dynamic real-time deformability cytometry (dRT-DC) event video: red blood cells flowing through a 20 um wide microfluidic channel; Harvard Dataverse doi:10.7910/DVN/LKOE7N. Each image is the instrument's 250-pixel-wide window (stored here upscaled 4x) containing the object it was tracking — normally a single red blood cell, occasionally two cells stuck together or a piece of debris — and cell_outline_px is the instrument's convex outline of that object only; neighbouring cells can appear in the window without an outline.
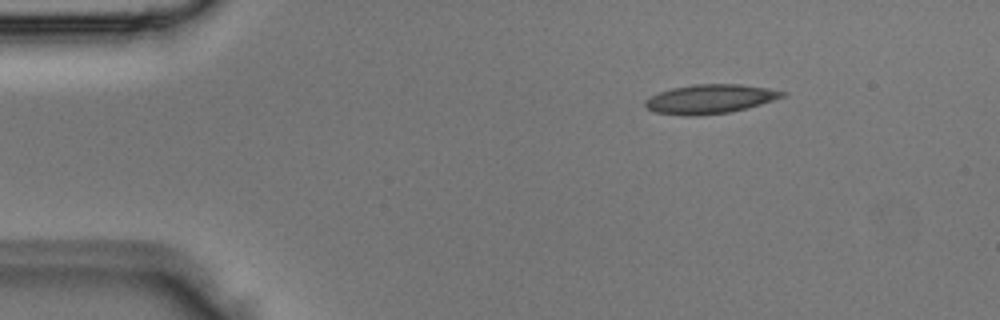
{"species": "Egyptian fruit bat (a non-hibernating species)", "species_latin": "Rousettus aegyptiacus", "temperature_condition": "room temperature", "stored_images_in_passage": 3, "camera_frame_rate_fps": 3000, "um_per_image_px": 0.085, "animal": {"sex": "male"}, "frame": {"image": 1, "passage_image": 1, "time_ms": 0.0, "image_size_px": [1000, 320], "cell_outline_px": [[788, 92], [784, 96], [760, 104], [732, 112], [696, 116], [684, 116], [656, 112], [648, 108], [644, 104], [644, 100], [660, 92], [672, 88], [692, 84], [740, 84], [768, 88]], "centroid_in_image_um": [60.35, 8.41], "position_along_channel_um": 24.6, "area_um2": 23.24}}
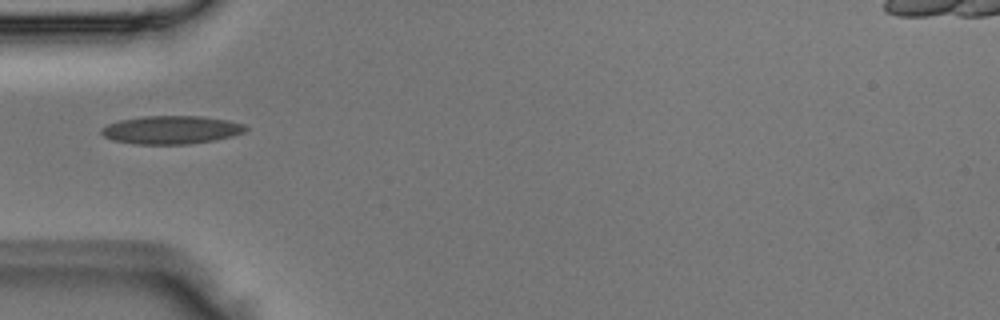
{"frame": {"image": 2, "passage_image": 3, "time_ms": 0.667, "image_size_px": [1000, 320], "cell_outline_px": [[248, 128], [244, 132], [232, 136], [216, 140], [188, 144], [136, 144], [112, 140], [104, 136], [100, 132], [100, 128], [108, 124], [120, 120], [140, 116], [200, 116], [228, 120], [244, 124]], "centroid_in_image_um": [14.55, 11.03], "position_along_channel_um": 70.5, "area_um2": 23.81}}